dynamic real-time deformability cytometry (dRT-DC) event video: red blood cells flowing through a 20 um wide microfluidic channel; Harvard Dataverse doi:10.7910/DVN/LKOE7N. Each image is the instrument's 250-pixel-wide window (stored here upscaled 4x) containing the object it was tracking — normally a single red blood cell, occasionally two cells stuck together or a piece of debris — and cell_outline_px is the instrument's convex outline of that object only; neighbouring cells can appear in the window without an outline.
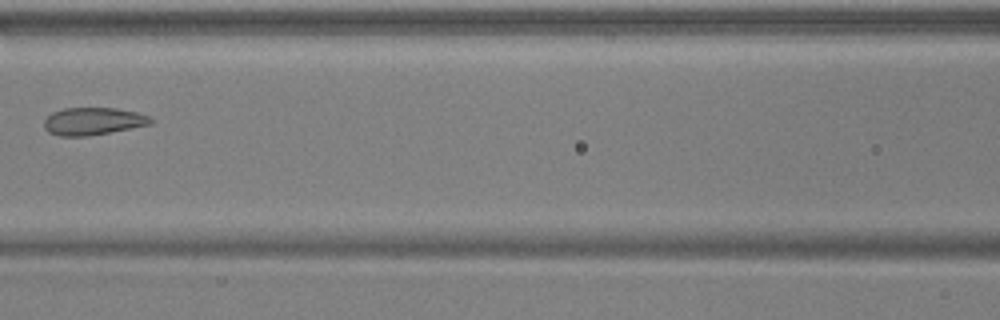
{"species": "common noctule bat (a hibernating species)", "species_latin": "Nyctalus noctula", "temperature_condition": "warm", "stored_images_in_passage": 8, "camera_frame_rate_fps": 3000, "um_per_image_px": 0.085, "animal": {"sex": "male", "body_mass_g": 17.9, "forearm_length_mm": 54.2}, "frame": {"image": 1, "passage_image": 8, "time_ms": 2.333, "image_size_px": [1000, 320], "cell_outline_px": [[152, 124], [88, 136], [60, 136], [48, 132], [44, 128], [44, 120], [52, 112], [64, 108], [116, 108], [136, 112], [148, 116], [152, 120]], "centroid_in_image_um": [7.88, 10.3], "position_along_channel_um": 158.7, "area_um2": 16.99}}